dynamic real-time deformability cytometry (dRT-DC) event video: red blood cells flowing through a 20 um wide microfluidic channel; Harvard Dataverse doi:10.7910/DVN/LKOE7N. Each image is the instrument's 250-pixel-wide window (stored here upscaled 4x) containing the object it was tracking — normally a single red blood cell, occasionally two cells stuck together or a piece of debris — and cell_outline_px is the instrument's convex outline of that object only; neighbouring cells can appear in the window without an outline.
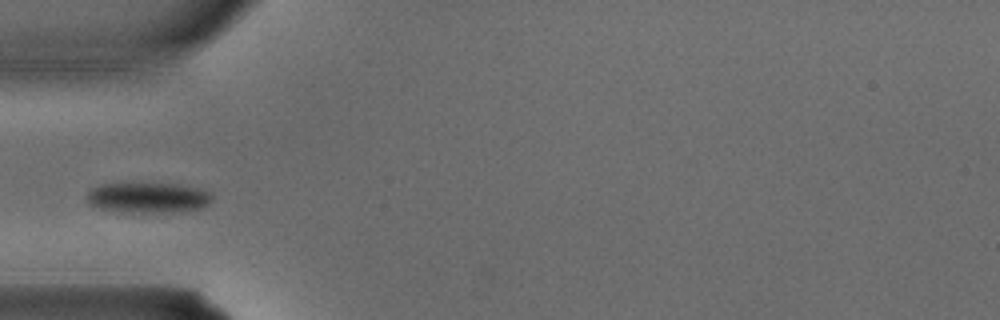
{"species": "common noctule bat (a hibernating species)", "species_latin": "Nyctalus noctula", "temperature_condition": "warm", "stored_images_in_passage": 2, "camera_frame_rate_fps": 3000, "um_per_image_px": 0.085, "animal": {"sex": "male", "body_mass_g": 15.6}, "frame": {"image": 1, "passage_image": 2, "time_ms": 0.333, "image_size_px": [1000, 320], "cell_outline_px": [[212, 200], [204, 208], [180, 212], [116, 212], [96, 208], [88, 204], [88, 192], [92, 188], [100, 184], [180, 184], [204, 188], [212, 192]], "centroid_in_image_um": [12.64, 16.81], "position_along_channel_um": 72.4, "area_um2": 22.66}}